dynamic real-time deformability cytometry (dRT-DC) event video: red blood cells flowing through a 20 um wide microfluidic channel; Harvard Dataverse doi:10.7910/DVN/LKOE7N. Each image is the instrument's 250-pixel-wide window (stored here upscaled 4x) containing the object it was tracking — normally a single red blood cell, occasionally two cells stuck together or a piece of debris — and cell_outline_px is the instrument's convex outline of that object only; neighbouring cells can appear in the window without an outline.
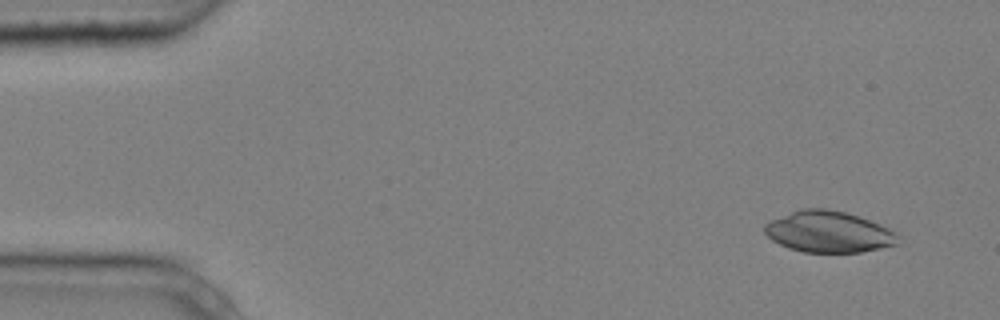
{"species": "common noctule bat (a hibernating species)", "species_latin": "Nyctalus noctula", "temperature_condition": "cold", "stored_images_in_passage": 5, "camera_frame_rate_fps": 3000, "um_per_image_px": 0.085, "animal": {"sex": "male", "body_mass_g": 20.4}, "frame": {"image": 1, "passage_image": 1, "time_ms": 0.0, "image_size_px": [1000, 320], "cell_outline_px": [[900, 236], [896, 244], [880, 248], [860, 252], [804, 252], [788, 248], [772, 240], [764, 232], [764, 224], [772, 220], [800, 208], [824, 208], [844, 212], [868, 220], [888, 228], [896, 232]], "centroid_in_image_um": [70.41, 19.71], "position_along_channel_um": 14.6, "area_um2": 31.79}}